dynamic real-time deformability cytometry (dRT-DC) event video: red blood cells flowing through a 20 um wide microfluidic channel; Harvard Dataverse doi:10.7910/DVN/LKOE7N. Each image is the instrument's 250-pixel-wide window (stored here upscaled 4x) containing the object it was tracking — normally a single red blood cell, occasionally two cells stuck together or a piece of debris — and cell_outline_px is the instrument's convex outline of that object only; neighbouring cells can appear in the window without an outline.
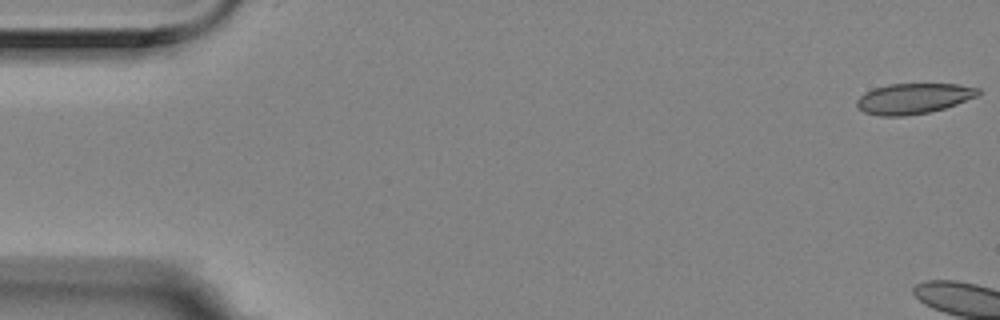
{"species": "Egyptian fruit bat (a non-hibernating species)", "species_latin": "Rousettus aegyptiacus", "temperature_condition": "room temperature", "stored_images_in_passage": 4, "camera_frame_rate_fps": 3000, "um_per_image_px": 0.085, "animal": {"sex": "female"}, "frame": {"image": 1, "passage_image": 1, "time_ms": 0.0, "image_size_px": [1000, 320], "cell_outline_px": [[980, 92], [976, 96], [956, 104], [944, 108], [928, 112], [904, 116], [880, 116], [864, 112], [856, 104], [856, 100], [864, 92], [872, 88], [888, 84], [956, 84], [980, 88]], "centroid_in_image_um": [77.61, 8.37], "position_along_channel_um": 7.4, "area_um2": 21.5}}